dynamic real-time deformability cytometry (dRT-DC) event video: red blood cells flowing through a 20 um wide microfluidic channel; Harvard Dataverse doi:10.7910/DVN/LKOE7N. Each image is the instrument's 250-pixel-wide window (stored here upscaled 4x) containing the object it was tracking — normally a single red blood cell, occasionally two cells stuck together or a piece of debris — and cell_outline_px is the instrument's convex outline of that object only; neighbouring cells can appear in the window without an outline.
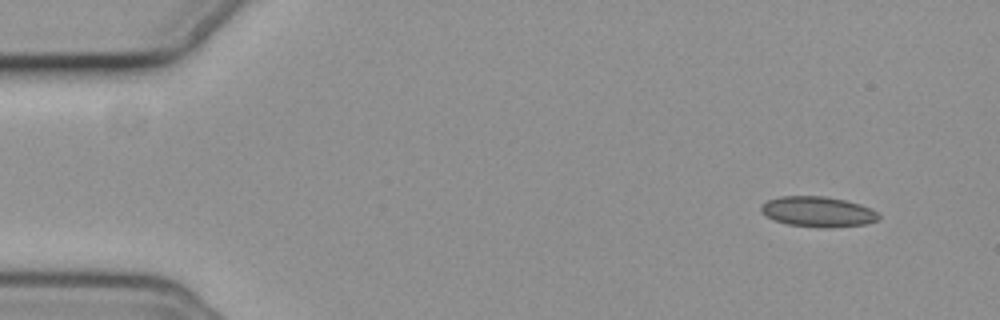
{"species": "common noctule bat (a hibernating species)", "species_latin": "Nyctalus noctula", "temperature_condition": "cold", "stored_images_in_passage": 53, "camera_frame_rate_fps": 3000, "um_per_image_px": 0.085, "animal": {"sex": "female", "body_mass_g": 19.3, "forearm_length_mm": 54.1}, "frame": {"image": 1, "passage_image": 1, "time_ms": 0.0, "image_size_px": [1000, 320], "cell_outline_px": [[880, 216], [876, 220], [864, 224], [788, 224], [776, 220], [760, 212], [760, 204], [768, 200], [780, 196], [824, 196], [844, 200], [860, 204], [872, 208]], "centroid_in_image_um": [69.46, 17.92], "position_along_channel_um": 15.5, "area_um2": 19.54}}
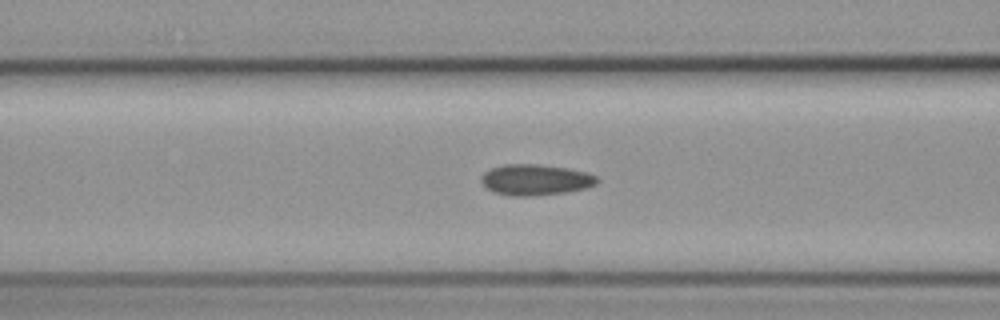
{"frame": {"image": 2, "passage_image": 19, "time_ms": 6.0, "image_size_px": [1000, 320], "cell_outline_px": [[600, 180], [596, 184], [584, 188], [564, 192], [532, 196], [512, 196], [496, 192], [488, 188], [480, 180], [480, 176], [484, 172], [492, 168], [504, 164], [540, 164], [588, 172], [596, 176]], "centroid_in_image_um": [45.51, 15.27], "position_along_channel_um": 121.1, "area_um2": 20.69}}
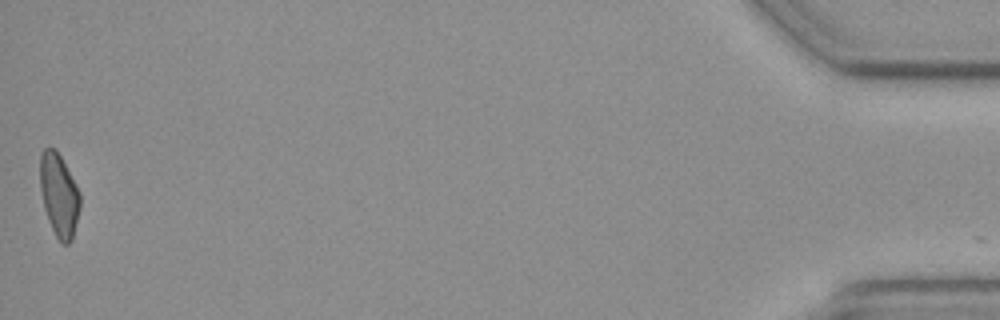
{"frame": {"image": 3, "passage_image": 53, "time_ms": 17.333, "image_size_px": [1000, 320], "cell_outline_px": [[80, 208], [72, 240], [68, 244], [60, 244], [48, 220], [44, 208], [40, 188], [40, 152], [44, 148], [56, 148], [76, 184], [80, 192]], "centroid_in_image_um": [5.01, 16.58], "position_along_channel_um": 430.2, "area_um2": 19.48}, "authors_computed_cell_mechanics": {"area_um2": 19.9988, "velocity_mm_per_s": 3.649, "shape_relaxation_time_tau1_ms": null, "shape_relaxation_time_tau2_ms": 3.1964, "deformation_change_tau1": null, "deformation_change_tau2": 0.0831}}